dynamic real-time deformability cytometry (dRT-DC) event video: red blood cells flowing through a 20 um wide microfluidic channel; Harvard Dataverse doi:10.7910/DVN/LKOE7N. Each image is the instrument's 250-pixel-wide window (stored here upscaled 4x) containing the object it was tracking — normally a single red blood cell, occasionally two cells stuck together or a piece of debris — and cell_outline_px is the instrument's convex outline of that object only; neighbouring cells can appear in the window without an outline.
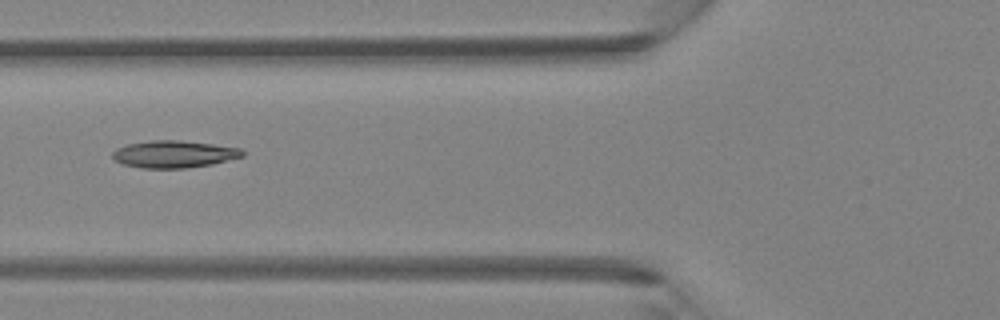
{"species": "Egyptian fruit bat (a non-hibernating species)", "species_latin": "Rousettus aegyptiacus", "temperature_condition": "room temperature", "stored_images_in_passage": 5, "camera_frame_rate_fps": 3000, "um_per_image_px": 0.085, "animal": {"sex": "female"}, "frame": {"image": 1, "passage_image": 5, "time_ms": 1.333, "image_size_px": [1000, 320], "cell_outline_px": [[244, 156], [212, 164], [184, 168], [140, 168], [124, 164], [112, 160], [112, 152], [116, 148], [128, 144], [152, 140], [180, 140], [212, 144], [240, 148], [244, 152]], "centroid_in_image_um": [14.75, 13.1], "position_along_channel_um": 111.0, "area_um2": 20.58}}